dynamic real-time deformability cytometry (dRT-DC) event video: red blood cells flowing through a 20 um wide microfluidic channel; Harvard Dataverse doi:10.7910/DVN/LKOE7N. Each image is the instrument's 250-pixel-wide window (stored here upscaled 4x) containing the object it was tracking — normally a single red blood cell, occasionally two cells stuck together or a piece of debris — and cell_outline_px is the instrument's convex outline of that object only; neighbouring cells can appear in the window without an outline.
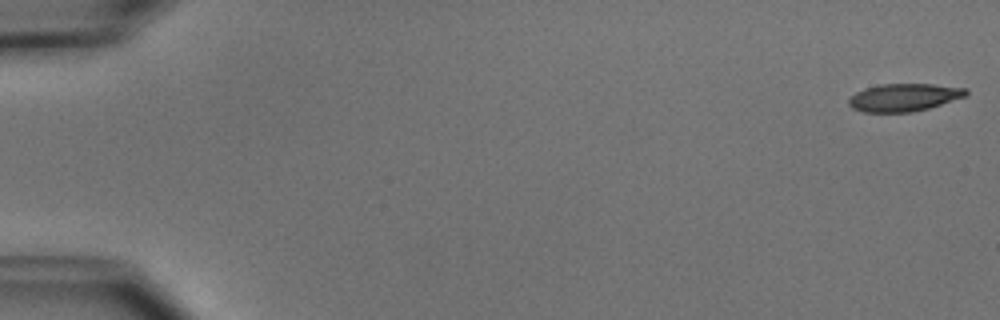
{"species": "common noctule bat (a hibernating species)", "species_latin": "Nyctalus noctula", "temperature_condition": "cold", "stored_images_in_passage": 6, "camera_frame_rate_fps": 3000, "um_per_image_px": 0.085, "animal": {"sex": "male", "body_mass_g": 15.6}, "frame": {"image": 1, "passage_image": 1, "time_ms": 0.0, "image_size_px": [1000, 320], "cell_outline_px": [[968, 96], [928, 108], [912, 112], [864, 112], [852, 108], [848, 104], [848, 100], [856, 92], [864, 88], [880, 84], [932, 84], [968, 88]], "centroid_in_image_um": [76.86, 8.27], "position_along_channel_um": 8.1, "area_um2": 19.02}}
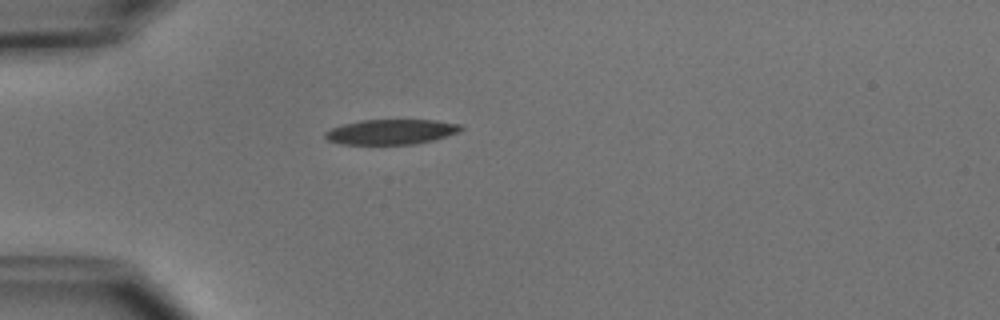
{"frame": {"image": 2, "passage_image": 5, "time_ms": 4.667, "image_size_px": [1000, 320], "cell_outline_px": [[464, 128], [460, 132], [432, 140], [416, 144], [340, 144], [328, 140], [324, 136], [324, 132], [332, 128], [344, 124], [360, 120], [436, 120], [460, 124]], "centroid_in_image_um": [33.26, 11.2], "position_along_channel_um": 51.7, "area_um2": 19.83}}